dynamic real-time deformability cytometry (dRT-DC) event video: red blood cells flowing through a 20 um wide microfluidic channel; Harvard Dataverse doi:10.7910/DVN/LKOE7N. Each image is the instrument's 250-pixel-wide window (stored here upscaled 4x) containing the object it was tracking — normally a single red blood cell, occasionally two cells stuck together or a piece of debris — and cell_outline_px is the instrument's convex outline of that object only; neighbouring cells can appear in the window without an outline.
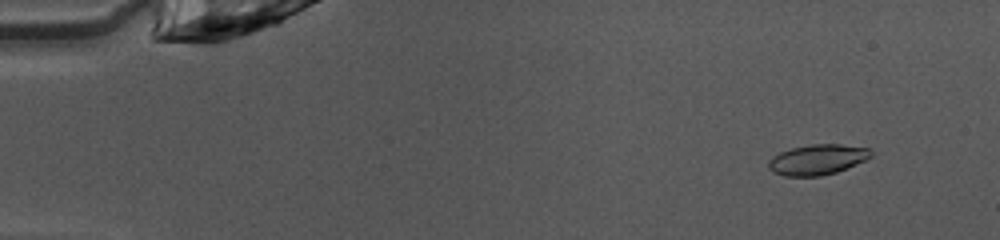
{"species": "common noctule bat (a hibernating species)", "species_latin": "Nyctalus noctula", "temperature_condition": "warm", "stored_images_in_passage": 48, "camera_frame_rate_fps": 3000, "um_per_image_px": 0.085, "animal": {"sex": "female", "body_mass_g": 10.0, "forearm_length_mm": 53.1}, "frame": {"image": 1, "passage_image": 5, "time_ms": 1.333, "image_size_px": [1000, 240], "cell_outline_px": [[872, 156], [864, 160], [836, 172], [820, 176], [784, 176], [772, 172], [768, 168], [768, 160], [772, 156], [780, 152], [792, 148], [812, 144], [840, 144], [868, 148], [872, 152]], "centroid_in_image_um": [69.43, 13.57], "position_along_channel_um": 15.6, "area_um2": 18.03}}
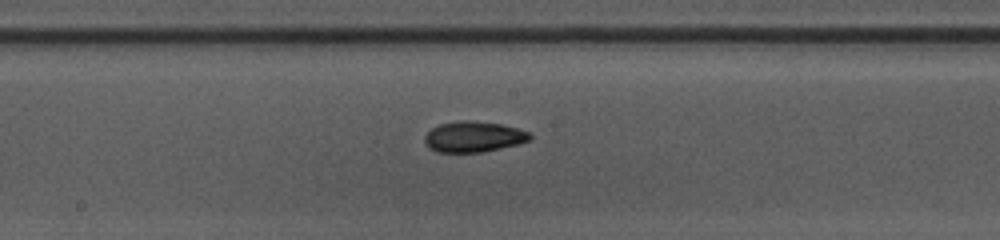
{"frame": {"image": 2, "passage_image": 27, "time_ms": 8.667, "image_size_px": [1000, 240], "cell_outline_px": [[532, 140], [500, 148], [480, 152], [436, 152], [428, 148], [424, 140], [424, 136], [432, 128], [440, 124], [460, 120], [468, 120], [500, 124], [532, 132]], "centroid_in_image_um": [40.25, 11.62], "position_along_channel_um": 207.9, "area_um2": 18.84}}
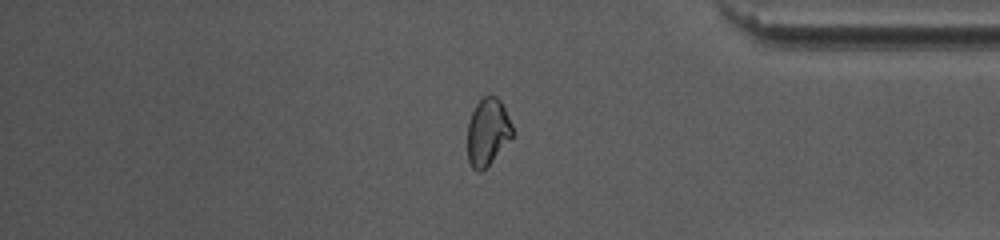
{"frame": {"image": 3, "passage_image": 42, "time_ms": 13.667, "image_size_px": [1000, 240], "cell_outline_px": [[512, 136], [492, 160], [480, 172], [476, 172], [472, 168], [468, 160], [468, 120], [476, 104], [484, 96], [496, 96], [500, 100], [512, 124]], "centroid_in_image_um": [41.43, 11.21], "position_along_channel_um": 393.8, "area_um2": 17.28}}